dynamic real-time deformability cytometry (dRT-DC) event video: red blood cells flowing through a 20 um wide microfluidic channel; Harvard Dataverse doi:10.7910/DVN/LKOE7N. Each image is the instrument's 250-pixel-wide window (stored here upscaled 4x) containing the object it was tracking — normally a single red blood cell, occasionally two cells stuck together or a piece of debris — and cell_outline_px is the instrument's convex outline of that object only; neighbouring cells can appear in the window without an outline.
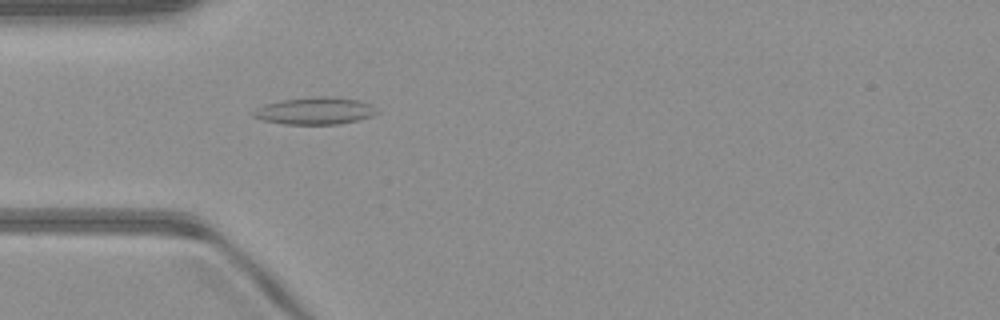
{"species": "common noctule bat (a hibernating species)", "species_latin": "Nyctalus noctula", "temperature_condition": "warm", "stored_images_in_passage": 47, "camera_frame_rate_fps": 3000, "um_per_image_px": 0.085, "animal": {"sex": "male", "body_mass_g": 23.1, "forearm_length_mm": 52.7}, "frame": {"image": 1, "passage_image": 12, "time_ms": 3.667, "image_size_px": [1000, 320], "cell_outline_px": [[380, 112], [372, 116], [340, 124], [284, 124], [264, 120], [252, 116], [252, 112], [256, 108], [264, 104], [284, 100], [316, 96], [336, 96], [360, 100], [372, 104]], "centroid_in_image_um": [26.82, 9.41], "position_along_channel_um": 58.2, "area_um2": 19.71}}
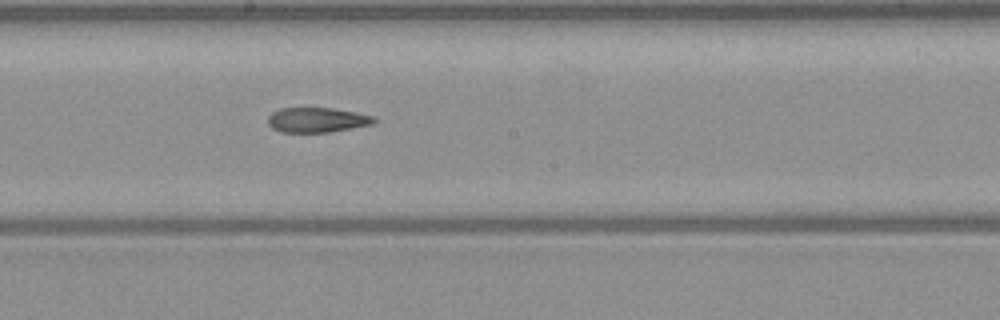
{"frame": {"image": 2, "passage_image": 24, "time_ms": 7.667, "image_size_px": [1000, 320], "cell_outline_px": [[376, 120], [372, 124], [328, 132], [280, 132], [272, 128], [268, 124], [268, 116], [272, 112], [280, 108], [332, 108], [356, 112], [372, 116]], "centroid_in_image_um": [26.9, 10.19], "position_along_channel_um": 221.3, "area_um2": 15.26}}
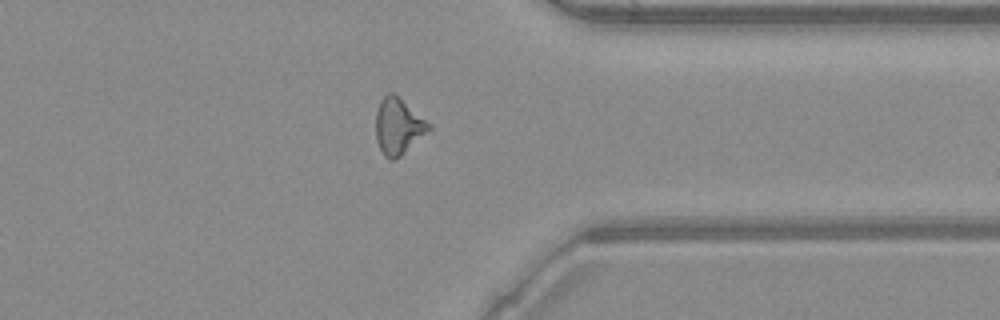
{"frame": {"image": 3, "passage_image": 36, "time_ms": 11.667, "image_size_px": [1000, 320], "cell_outline_px": [[432, 128], [400, 156], [392, 160], [388, 160], [384, 156], [376, 140], [376, 112], [380, 100], [388, 92], [392, 92], [432, 124]], "centroid_in_image_um": [33.84, 10.73], "position_along_channel_um": 377.6, "area_um2": 17.22}, "authors_computed_cell_mechanics": {"area_um2": 16.9932, "velocity_mm_per_s": 4.1133, "shape_relaxation_time_tau1_ms": null, "shape_relaxation_time_tau2_ms": 4.5682, "deformation_change_tau1": null, "deformation_change_tau2": 0.1559}}